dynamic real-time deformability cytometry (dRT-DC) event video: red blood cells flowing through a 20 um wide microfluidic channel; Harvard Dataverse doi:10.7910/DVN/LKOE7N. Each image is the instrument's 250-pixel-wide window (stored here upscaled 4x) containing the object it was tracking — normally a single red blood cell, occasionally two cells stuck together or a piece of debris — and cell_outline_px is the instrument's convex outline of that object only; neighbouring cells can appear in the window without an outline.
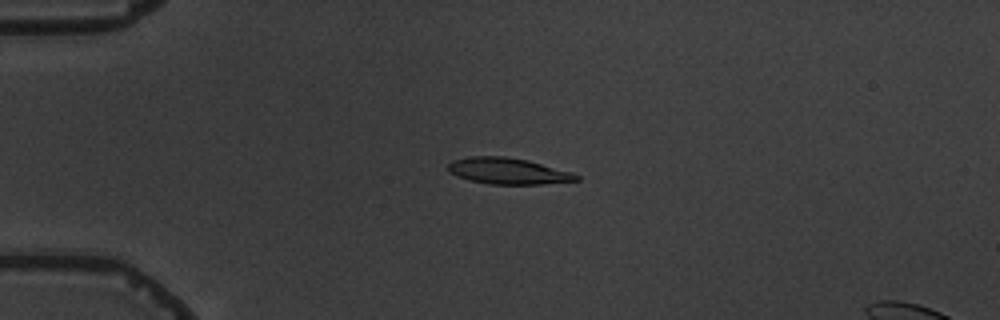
{"species": "common noctule bat (a hibernating species)", "species_latin": "Nyctalus noctula", "temperature_condition": "warm", "stored_images_in_passage": 7, "camera_frame_rate_fps": 3000, "um_per_image_px": 0.085, "animal": {"sex": "male", "body_mass_g": 19.5, "forearm_length_mm": 54.6}, "frame": {"image": 1, "passage_image": 5, "time_ms": 4.667, "image_size_px": [1000, 320], "cell_outline_px": [[580, 180], [540, 184], [492, 184], [468, 180], [448, 172], [448, 164], [452, 160], [472, 156], [504, 156], [528, 160], [572, 172], [580, 176]], "centroid_in_image_um": [43.18, 14.53], "position_along_channel_um": 41.8, "area_um2": 19.59}}